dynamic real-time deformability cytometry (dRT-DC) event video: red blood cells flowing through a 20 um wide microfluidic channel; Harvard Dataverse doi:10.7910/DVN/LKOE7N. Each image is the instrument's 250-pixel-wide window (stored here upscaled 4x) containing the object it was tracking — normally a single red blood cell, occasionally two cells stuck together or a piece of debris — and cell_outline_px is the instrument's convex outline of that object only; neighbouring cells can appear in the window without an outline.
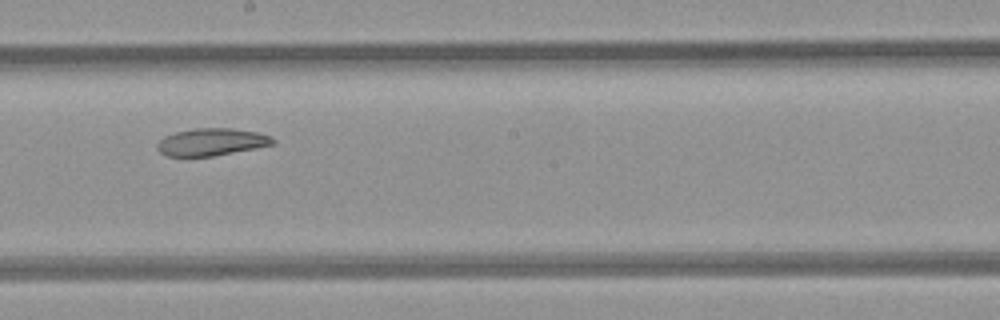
{"species": "common noctule bat (a hibernating species)", "species_latin": "Nyctalus noctula", "temperature_condition": "room temperature", "stored_images_in_passage": 10, "camera_frame_rate_fps": 3000, "um_per_image_px": 0.085, "animal": {"sex": "female", "body_mass_g": 21.9}, "frame": {"image": 1, "passage_image": 9, "time_ms": 10.333, "image_size_px": [1000, 320], "cell_outline_px": [[276, 144], [256, 148], [212, 156], [168, 156], [160, 152], [156, 148], [156, 144], [164, 136], [176, 132], [192, 128], [232, 128], [256, 132], [272, 136], [276, 140]], "centroid_in_image_um": [17.99, 12.06], "position_along_channel_um": 230.2, "area_um2": 18.5}}
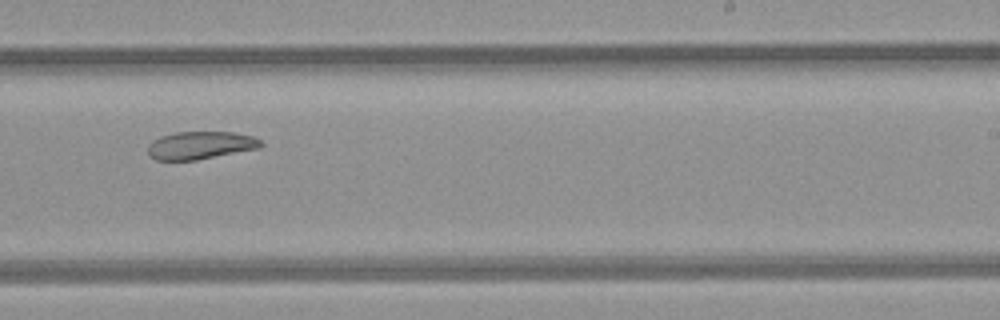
{"frame": {"image": 2, "passage_image": 10, "time_ms": 11.333, "image_size_px": [1000, 320], "cell_outline_px": [[264, 144], [260, 148], [196, 160], [156, 160], [148, 156], [148, 144], [152, 140], [160, 136], [176, 132], [232, 132], [252, 136], [260, 140]], "centroid_in_image_um": [17.01, 12.35], "position_along_channel_um": 272.0, "area_um2": 18.38}}